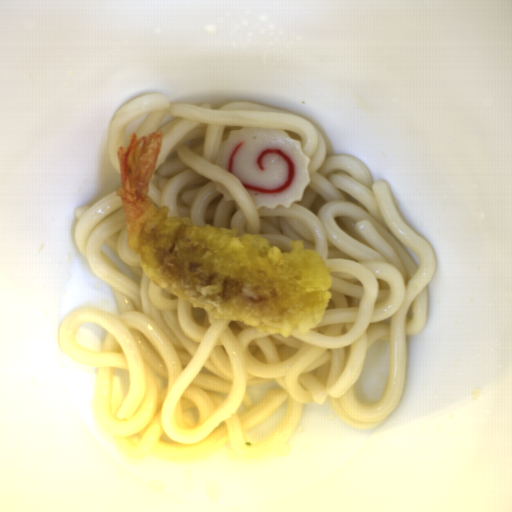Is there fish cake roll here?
<instances>
[{
	"instance_id": "fish-cake-roll-1",
	"label": "fish cake roll",
	"mask_w": 512,
	"mask_h": 512,
	"mask_svg": "<svg viewBox=\"0 0 512 512\" xmlns=\"http://www.w3.org/2000/svg\"><path fill=\"white\" fill-rule=\"evenodd\" d=\"M214 165L239 180L256 209L290 208L310 183V159L301 141L284 129L242 127L231 130Z\"/></svg>"
},
{
	"instance_id": "fish-cake-roll-2",
	"label": "fish cake roll",
	"mask_w": 512,
	"mask_h": 512,
	"mask_svg": "<svg viewBox=\"0 0 512 512\" xmlns=\"http://www.w3.org/2000/svg\"><path fill=\"white\" fill-rule=\"evenodd\" d=\"M216 191H219L222 195L224 200L226 201H235L232 194L230 193L229 189L224 186L222 183L214 182Z\"/></svg>"
}]
</instances>
